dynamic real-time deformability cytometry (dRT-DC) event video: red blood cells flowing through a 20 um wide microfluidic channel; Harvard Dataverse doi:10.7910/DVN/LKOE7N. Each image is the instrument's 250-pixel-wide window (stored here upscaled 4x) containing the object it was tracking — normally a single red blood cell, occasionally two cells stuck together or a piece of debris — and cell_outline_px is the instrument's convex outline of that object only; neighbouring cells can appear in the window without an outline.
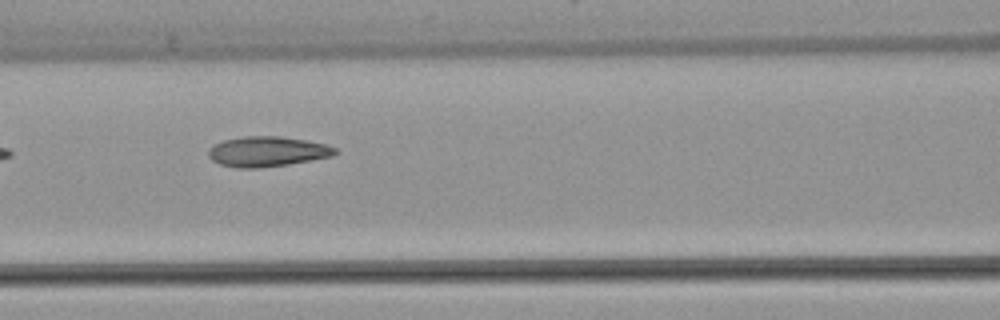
{"species": "common noctule bat (a hibernating species)", "species_latin": "Nyctalus noctula", "temperature_condition": "warm", "stored_images_in_passage": 8, "camera_frame_rate_fps": 3000, "um_per_image_px": 0.085, "animal": {"sex": "female", "body_mass_g": 22.7, "forearm_length_mm": 54.2}, "frame": {"image": 1, "passage_image": 6, "time_ms": 7.0, "image_size_px": [1000, 320], "cell_outline_px": [[340, 152], [332, 156], [288, 164], [256, 168], [236, 168], [220, 164], [212, 160], [208, 156], [208, 148], [212, 144], [224, 140], [244, 136], [280, 136], [308, 140], [324, 144], [336, 148]], "centroid_in_image_um": [22.69, 12.87], "position_along_channel_um": 143.9, "area_um2": 22.37}}
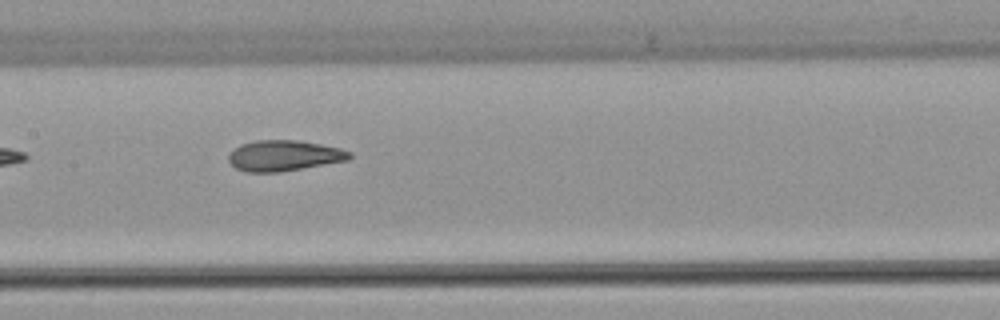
{"frame": {"image": 2, "passage_image": 7, "time_ms": 8.0, "image_size_px": [1000, 320], "cell_outline_px": [[352, 156], [348, 160], [280, 172], [244, 172], [236, 168], [228, 160], [228, 156], [240, 144], [256, 140], [296, 140], [320, 144], [340, 148], [352, 152]], "centroid_in_image_um": [24.15, 13.23], "position_along_channel_um": 183.3, "area_um2": 21.56}}